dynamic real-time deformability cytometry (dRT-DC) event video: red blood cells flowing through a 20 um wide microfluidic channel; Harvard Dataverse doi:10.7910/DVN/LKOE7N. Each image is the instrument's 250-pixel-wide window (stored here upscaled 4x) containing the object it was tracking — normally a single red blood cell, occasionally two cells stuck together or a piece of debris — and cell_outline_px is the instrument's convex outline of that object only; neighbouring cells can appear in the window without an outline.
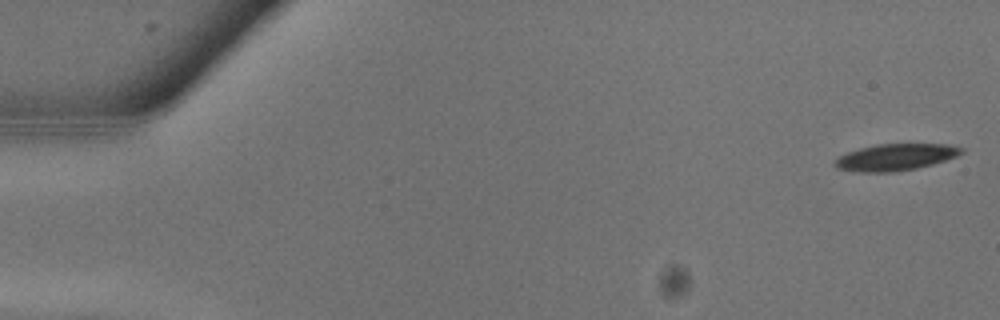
{"species": "common noctule bat (a hibernating species)", "species_latin": "Nyctalus noctula", "temperature_condition": "warm", "stored_images_in_passage": 15, "camera_frame_rate_fps": 3000, "um_per_image_px": 0.085, "animal": {"sex": "male", "body_mass_g": 13.3}, "frame": {"image": 1, "passage_image": 1, "time_ms": 0.0, "image_size_px": [1000, 320], "cell_outline_px": [[964, 152], [956, 156], [932, 164], [916, 168], [896, 172], [860, 172], [836, 168], [832, 164], [832, 160], [848, 152], [860, 148], [876, 144], [948, 144], [964, 148]], "centroid_in_image_um": [76.09, 13.36], "position_along_channel_um": 8.9, "area_um2": 19.71}}
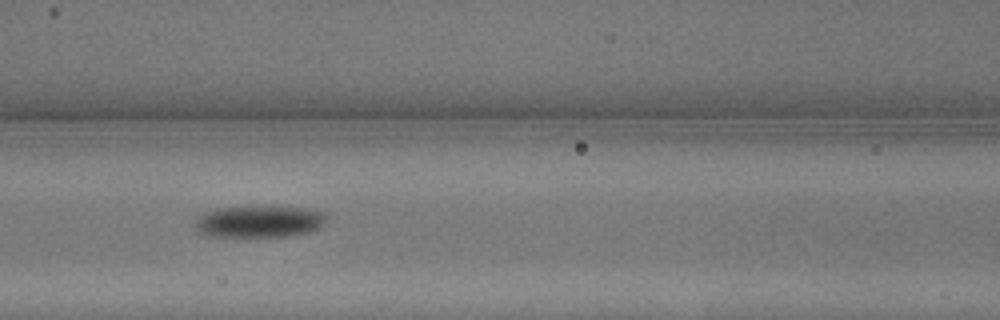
{"frame": {"image": 2, "passage_image": 12, "time_ms": 3.667, "image_size_px": [1000, 320], "cell_outline_px": [[328, 216], [324, 224], [320, 228], [308, 232], [284, 236], [208, 236], [200, 232], [196, 228], [196, 220], [204, 212], [216, 208], [260, 204], [280, 204], [308, 208], [324, 212]], "centroid_in_image_um": [22.1, 18.76], "position_along_channel_um": 144.5, "area_um2": 25.37}}
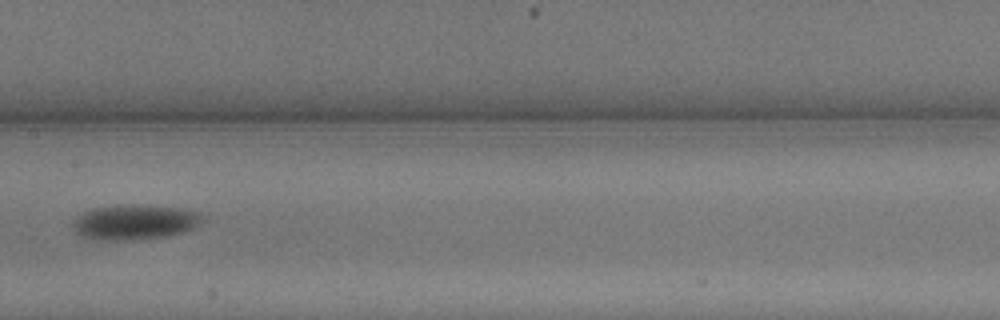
{"frame": {"image": 3, "passage_image": 14, "time_ms": 4.333, "image_size_px": [1000, 320], "cell_outline_px": [[200, 220], [192, 228], [184, 232], [168, 236], [136, 240], [104, 240], [80, 236], [76, 232], [72, 224], [84, 212], [96, 208], [132, 204], [180, 208], [200, 212]], "centroid_in_image_um": [11.45, 18.89], "position_along_channel_um": 195.9, "area_um2": 25.95}}